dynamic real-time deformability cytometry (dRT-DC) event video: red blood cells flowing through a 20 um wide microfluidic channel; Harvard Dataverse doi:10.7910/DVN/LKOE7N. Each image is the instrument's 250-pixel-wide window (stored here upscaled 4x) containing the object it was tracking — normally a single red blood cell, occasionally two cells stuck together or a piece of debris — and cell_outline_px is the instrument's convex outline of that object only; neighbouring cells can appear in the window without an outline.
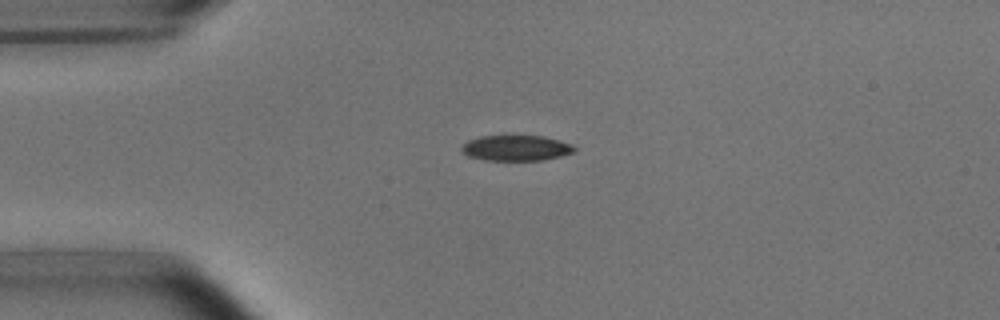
{"species": "common noctule bat (a hibernating species)", "species_latin": "Nyctalus noctula", "temperature_condition": "room temperature", "stored_images_in_passage": 36, "camera_frame_rate_fps": 3000, "um_per_image_px": 0.085, "animal": {"sex": "male", "body_mass_g": 15.6}, "frame": {"image": 1, "passage_image": 1, "time_ms": 0.0, "image_size_px": [1000, 320], "cell_outline_px": [[576, 152], [560, 156], [540, 160], [484, 160], [468, 156], [460, 148], [468, 140], [480, 136], [544, 136], [560, 140], [572, 144], [576, 148]], "centroid_in_image_um": [43.89, 12.58], "position_along_channel_um": 41.1, "area_um2": 16.76}}
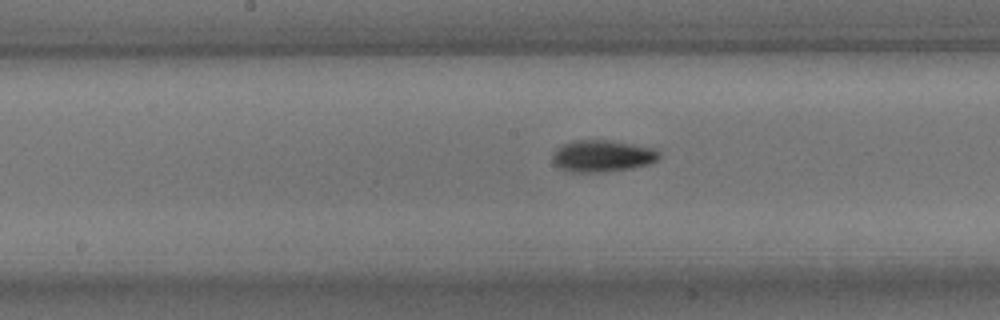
{"frame": {"image": 2, "passage_image": 15, "time_ms": 4.667, "image_size_px": [1000, 320], "cell_outline_px": [[660, 156], [656, 160], [648, 164], [632, 168], [600, 172], [572, 172], [560, 168], [552, 160], [552, 152], [560, 144], [572, 140], [612, 140], [656, 148], [660, 152]], "centroid_in_image_um": [51.18, 13.24], "position_along_channel_um": 197.0, "area_um2": 20.0}}
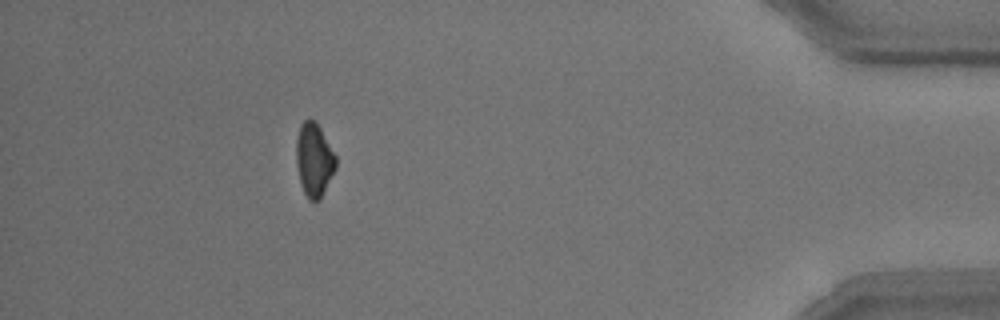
{"frame": {"image": 3, "passage_image": 36, "time_ms": 11.667, "image_size_px": [1000, 320], "cell_outline_px": [[336, 168], [320, 200], [308, 200], [304, 192], [300, 180], [296, 164], [296, 136], [300, 124], [304, 120], [316, 120], [336, 156]], "centroid_in_image_um": [26.69, 13.56], "position_along_channel_um": 408.5, "area_um2": 16.99}, "authors_computed_cell_mechanics": {"area_um2": 18.1492, "velocity_mm_per_s": 3.8039, "shape_relaxation_time_tau1_ms": 1.9704, "shape_relaxation_time_tau2_ms": null, "deformation_change_tau1": 0.1076, "deformation_change_tau2": null}}